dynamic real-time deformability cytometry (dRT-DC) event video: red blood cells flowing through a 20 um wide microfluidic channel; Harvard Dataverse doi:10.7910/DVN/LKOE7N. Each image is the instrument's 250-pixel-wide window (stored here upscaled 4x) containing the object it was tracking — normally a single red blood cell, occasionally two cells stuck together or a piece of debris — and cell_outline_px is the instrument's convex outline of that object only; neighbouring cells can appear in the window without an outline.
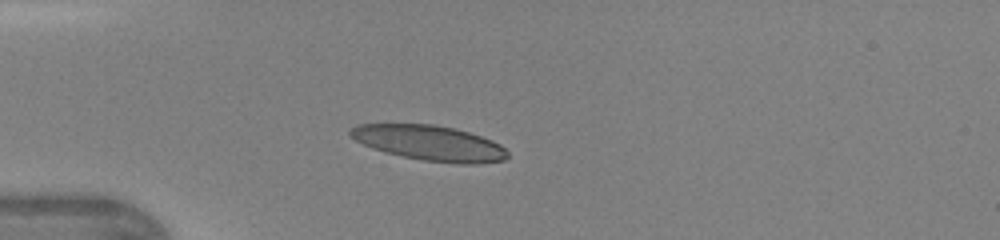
{"species": "human", "species_latin": "Homo sapiens", "temperature_condition": "warm", "stored_images_in_passage": 34, "camera_frame_rate_fps": 3000, "um_per_image_px": 0.085, "donor": {"sex": "female"}, "frame": {"image": 1, "passage_image": 1, "time_ms": 0.0, "image_size_px": [1000, 240], "cell_outline_px": [[508, 156], [504, 160], [476, 164], [460, 164], [424, 160], [404, 156], [372, 148], [348, 136], [348, 132], [356, 124], [432, 124], [456, 128], [492, 140], [500, 144], [508, 152]], "centroid_in_image_um": [36.52, 12.14], "position_along_channel_um": 48.5, "area_um2": 32.08}}
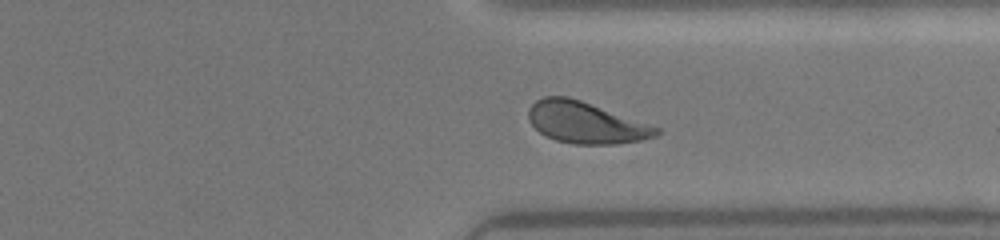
{"frame": {"image": 2, "passage_image": 24, "time_ms": 7.667, "image_size_px": [1000, 240], "cell_outline_px": [[660, 132], [656, 136], [640, 140], [616, 144], [576, 144], [556, 140], [540, 132], [528, 120], [528, 108], [536, 100], [544, 96], [568, 96], [580, 100], [660, 128]], "centroid_in_image_um": [49.76, 10.42], "position_along_channel_um": 361.6, "area_um2": 30.52}}
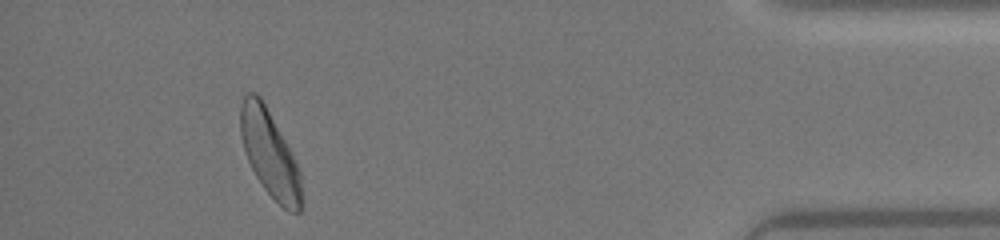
{"frame": {"image": 3, "passage_image": 31, "time_ms": 10.0, "image_size_px": [1000, 240], "cell_outline_px": [[300, 212], [288, 212], [264, 188], [256, 176], [248, 160], [244, 148], [240, 132], [240, 104], [244, 96], [248, 92], [256, 92], [260, 96], [292, 152], [300, 172]], "centroid_in_image_um": [22.9, 13.01], "position_along_channel_um": 412.3, "area_um2": 30.11}, "authors_computed_cell_mechanics": {"area_um2": 31.1542, "velocity_mm_per_s": 4.3364, "shape_relaxation_time_tau1_ms": 4.3881, "shape_relaxation_time_tau2_ms": 0.8337, "deformation_change_tau1": 0.1571, "deformation_change_tau2": 0.0732}}